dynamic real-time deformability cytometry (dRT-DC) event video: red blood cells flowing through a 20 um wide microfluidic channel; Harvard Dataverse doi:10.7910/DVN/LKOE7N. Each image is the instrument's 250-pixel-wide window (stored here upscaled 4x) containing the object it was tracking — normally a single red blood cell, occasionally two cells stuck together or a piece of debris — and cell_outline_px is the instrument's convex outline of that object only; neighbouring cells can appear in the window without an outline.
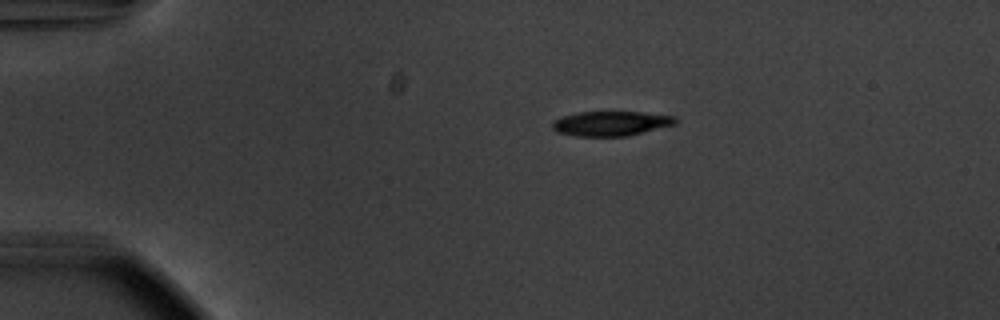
{"species": "common noctule bat (a hibernating species)", "species_latin": "Nyctalus noctula", "temperature_condition": "warm", "stored_images_in_passage": 44, "camera_frame_rate_fps": 3000, "um_per_image_px": 0.085, "animal": {"sex": "male", "body_mass_g": 20.1, "forearm_length_mm": 53.5}, "frame": {"image": 1, "passage_image": 1, "time_ms": 0.0, "image_size_px": [1000, 320], "cell_outline_px": [[680, 120], [676, 124], [628, 136], [576, 136], [556, 132], [552, 128], [552, 124], [556, 120], [564, 116], [580, 112], [640, 112], [676, 116]], "centroid_in_image_um": [51.99, 10.5], "position_along_channel_um": 33.0, "area_um2": 17.69}}
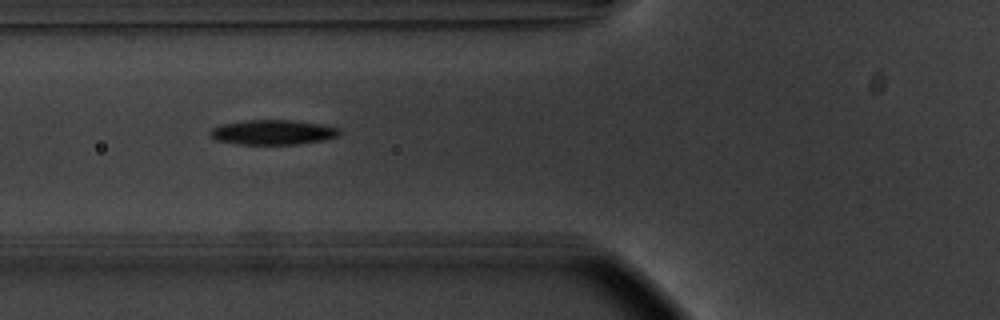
{"frame": {"image": 2, "passage_image": 11, "time_ms": 3.333, "image_size_px": [1000, 320], "cell_outline_px": [[340, 136], [324, 140], [296, 144], [240, 144], [216, 140], [208, 132], [212, 128], [220, 124], [244, 120], [292, 120], [320, 124], [340, 128]], "centroid_in_image_um": [23.2, 11.23], "position_along_channel_um": 102.6, "area_um2": 18.73}}
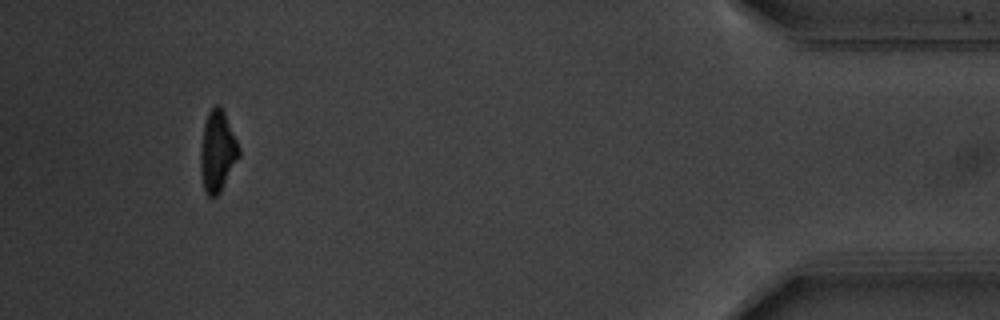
{"frame": {"image": 3, "passage_image": 41, "time_ms": 13.333, "image_size_px": [1000, 320], "cell_outline_px": [[240, 156], [220, 192], [216, 196], [208, 196], [204, 188], [200, 172], [200, 152], [204, 124], [208, 112], [216, 104], [220, 104], [224, 112], [240, 148]], "centroid_in_image_um": [18.48, 12.86], "position_along_channel_um": 416.7, "area_um2": 18.03}, "authors_computed_cell_mechanics": {"area_um2": 18.9006, "velocity_mm_per_s": 3.7465, "shape_relaxation_time_tau1_ms": 2.6385, "shape_relaxation_time_tau2_ms": null, "deformation_change_tau1": 0.1686, "deformation_change_tau2": null}}